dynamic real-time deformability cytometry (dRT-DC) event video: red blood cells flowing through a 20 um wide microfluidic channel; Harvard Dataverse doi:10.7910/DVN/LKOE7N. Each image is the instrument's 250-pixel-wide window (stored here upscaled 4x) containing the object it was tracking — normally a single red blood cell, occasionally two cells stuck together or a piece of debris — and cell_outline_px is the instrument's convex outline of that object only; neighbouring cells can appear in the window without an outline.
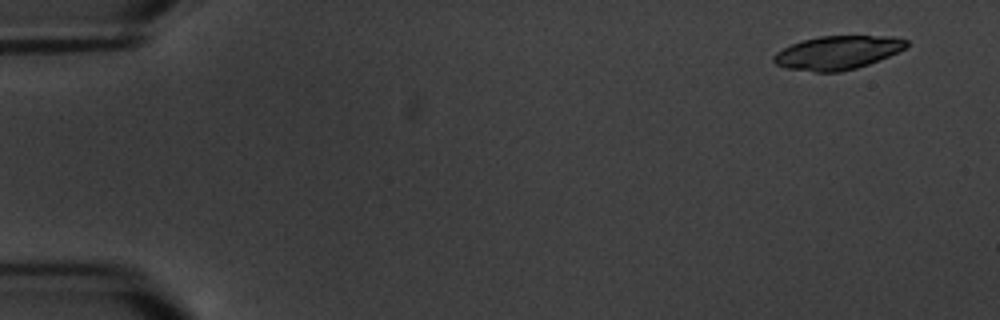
{"species": "common noctule bat (a hibernating species)", "species_latin": "Nyctalus noctula", "temperature_condition": "warm", "stored_images_in_passage": 4, "camera_frame_rate_fps": 3000, "um_per_image_px": 0.085, "animal": {"sex": "male", "body_mass_g": 20.1, "forearm_length_mm": 53.5}, "frame": {"image": 1, "passage_image": 1, "time_ms": 0.0, "image_size_px": [1000, 320], "cell_outline_px": [[908, 48], [868, 64], [856, 68], [840, 72], [816, 72], [784, 68], [776, 64], [772, 60], [772, 56], [776, 52], [792, 44], [804, 40], [820, 36], [892, 36], [908, 40]], "centroid_in_image_um": [71.2, 4.48], "position_along_channel_um": 13.8, "area_um2": 26.01}}
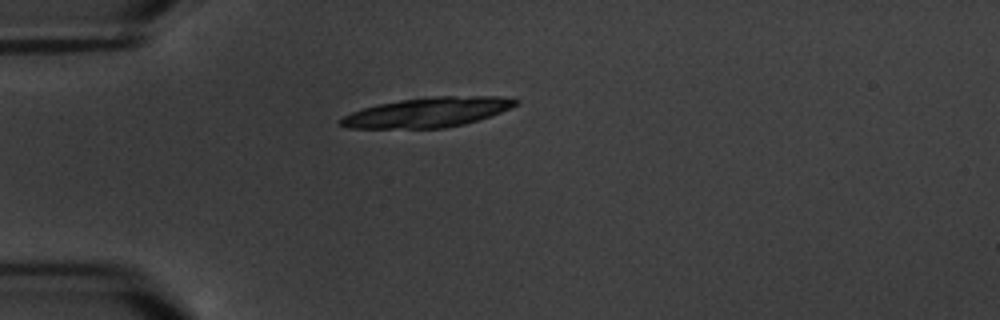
{"frame": {"image": 2, "passage_image": 4, "time_ms": 4.333, "image_size_px": [1000, 320], "cell_outline_px": [[520, 100], [512, 108], [464, 124], [444, 128], [348, 128], [340, 124], [336, 120], [352, 112], [364, 108], [380, 104], [400, 100], [432, 96], [504, 96]], "centroid_in_image_um": [36.35, 9.54], "position_along_channel_um": 48.6, "area_um2": 30.17}}